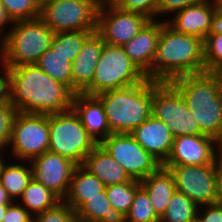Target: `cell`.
<instances>
[{
    "mask_svg": "<svg viewBox=\"0 0 222 222\" xmlns=\"http://www.w3.org/2000/svg\"><path fill=\"white\" fill-rule=\"evenodd\" d=\"M10 103L17 112L57 114L72 108L74 93L36 64L9 68Z\"/></svg>",
    "mask_w": 222,
    "mask_h": 222,
    "instance_id": "obj_1",
    "label": "cell"
},
{
    "mask_svg": "<svg viewBox=\"0 0 222 222\" xmlns=\"http://www.w3.org/2000/svg\"><path fill=\"white\" fill-rule=\"evenodd\" d=\"M203 46L202 39L177 32L163 20L150 79L171 82L180 76L204 72Z\"/></svg>",
    "mask_w": 222,
    "mask_h": 222,
    "instance_id": "obj_2",
    "label": "cell"
},
{
    "mask_svg": "<svg viewBox=\"0 0 222 222\" xmlns=\"http://www.w3.org/2000/svg\"><path fill=\"white\" fill-rule=\"evenodd\" d=\"M180 91L204 135L222 147V73L202 72L171 81Z\"/></svg>",
    "mask_w": 222,
    "mask_h": 222,
    "instance_id": "obj_3",
    "label": "cell"
},
{
    "mask_svg": "<svg viewBox=\"0 0 222 222\" xmlns=\"http://www.w3.org/2000/svg\"><path fill=\"white\" fill-rule=\"evenodd\" d=\"M152 90L153 80L146 78L138 85L96 96L103 104L112 133L130 134L152 115Z\"/></svg>",
    "mask_w": 222,
    "mask_h": 222,
    "instance_id": "obj_4",
    "label": "cell"
},
{
    "mask_svg": "<svg viewBox=\"0 0 222 222\" xmlns=\"http://www.w3.org/2000/svg\"><path fill=\"white\" fill-rule=\"evenodd\" d=\"M9 28L0 41L1 60L8 68L35 64L55 34L39 17L15 21Z\"/></svg>",
    "mask_w": 222,
    "mask_h": 222,
    "instance_id": "obj_5",
    "label": "cell"
},
{
    "mask_svg": "<svg viewBox=\"0 0 222 222\" xmlns=\"http://www.w3.org/2000/svg\"><path fill=\"white\" fill-rule=\"evenodd\" d=\"M147 77L126 55L122 46L104 44L92 83L82 92L89 96L138 85Z\"/></svg>",
    "mask_w": 222,
    "mask_h": 222,
    "instance_id": "obj_6",
    "label": "cell"
},
{
    "mask_svg": "<svg viewBox=\"0 0 222 222\" xmlns=\"http://www.w3.org/2000/svg\"><path fill=\"white\" fill-rule=\"evenodd\" d=\"M50 143L48 151L83 165L86 156L98 145L86 132L73 108L49 114Z\"/></svg>",
    "mask_w": 222,
    "mask_h": 222,
    "instance_id": "obj_7",
    "label": "cell"
},
{
    "mask_svg": "<svg viewBox=\"0 0 222 222\" xmlns=\"http://www.w3.org/2000/svg\"><path fill=\"white\" fill-rule=\"evenodd\" d=\"M151 113L167 125L173 138L203 134L180 91L171 82L153 81Z\"/></svg>",
    "mask_w": 222,
    "mask_h": 222,
    "instance_id": "obj_8",
    "label": "cell"
},
{
    "mask_svg": "<svg viewBox=\"0 0 222 222\" xmlns=\"http://www.w3.org/2000/svg\"><path fill=\"white\" fill-rule=\"evenodd\" d=\"M49 143V115L16 112L7 147L14 160L30 161L47 152Z\"/></svg>",
    "mask_w": 222,
    "mask_h": 222,
    "instance_id": "obj_9",
    "label": "cell"
},
{
    "mask_svg": "<svg viewBox=\"0 0 222 222\" xmlns=\"http://www.w3.org/2000/svg\"><path fill=\"white\" fill-rule=\"evenodd\" d=\"M98 8L93 0H54L40 8L39 18L54 33L96 31Z\"/></svg>",
    "mask_w": 222,
    "mask_h": 222,
    "instance_id": "obj_10",
    "label": "cell"
},
{
    "mask_svg": "<svg viewBox=\"0 0 222 222\" xmlns=\"http://www.w3.org/2000/svg\"><path fill=\"white\" fill-rule=\"evenodd\" d=\"M174 178L176 191L198 206L214 204L217 197L218 158L209 165H162Z\"/></svg>",
    "mask_w": 222,
    "mask_h": 222,
    "instance_id": "obj_11",
    "label": "cell"
},
{
    "mask_svg": "<svg viewBox=\"0 0 222 222\" xmlns=\"http://www.w3.org/2000/svg\"><path fill=\"white\" fill-rule=\"evenodd\" d=\"M99 144L125 169L132 179L141 181L162 166L131 134L111 133Z\"/></svg>",
    "mask_w": 222,
    "mask_h": 222,
    "instance_id": "obj_12",
    "label": "cell"
},
{
    "mask_svg": "<svg viewBox=\"0 0 222 222\" xmlns=\"http://www.w3.org/2000/svg\"><path fill=\"white\" fill-rule=\"evenodd\" d=\"M149 20L145 15L122 10L107 0L98 8L96 32L104 43L123 46L139 33Z\"/></svg>",
    "mask_w": 222,
    "mask_h": 222,
    "instance_id": "obj_13",
    "label": "cell"
},
{
    "mask_svg": "<svg viewBox=\"0 0 222 222\" xmlns=\"http://www.w3.org/2000/svg\"><path fill=\"white\" fill-rule=\"evenodd\" d=\"M29 162L32 177L63 200L69 191L72 174L77 164L49 151L32 158Z\"/></svg>",
    "mask_w": 222,
    "mask_h": 222,
    "instance_id": "obj_14",
    "label": "cell"
},
{
    "mask_svg": "<svg viewBox=\"0 0 222 222\" xmlns=\"http://www.w3.org/2000/svg\"><path fill=\"white\" fill-rule=\"evenodd\" d=\"M222 154V147L207 135H184L173 139L167 160L162 165H209Z\"/></svg>",
    "mask_w": 222,
    "mask_h": 222,
    "instance_id": "obj_15",
    "label": "cell"
},
{
    "mask_svg": "<svg viewBox=\"0 0 222 222\" xmlns=\"http://www.w3.org/2000/svg\"><path fill=\"white\" fill-rule=\"evenodd\" d=\"M162 26V17L161 20H149L139 33L122 46L129 59L149 79Z\"/></svg>",
    "mask_w": 222,
    "mask_h": 222,
    "instance_id": "obj_16",
    "label": "cell"
},
{
    "mask_svg": "<svg viewBox=\"0 0 222 222\" xmlns=\"http://www.w3.org/2000/svg\"><path fill=\"white\" fill-rule=\"evenodd\" d=\"M216 9L215 0H204L187 6L172 14L165 22L175 31L205 40L211 28V20Z\"/></svg>",
    "mask_w": 222,
    "mask_h": 222,
    "instance_id": "obj_17",
    "label": "cell"
},
{
    "mask_svg": "<svg viewBox=\"0 0 222 222\" xmlns=\"http://www.w3.org/2000/svg\"><path fill=\"white\" fill-rule=\"evenodd\" d=\"M130 134L161 164L167 160L174 138L163 121L151 115Z\"/></svg>",
    "mask_w": 222,
    "mask_h": 222,
    "instance_id": "obj_18",
    "label": "cell"
},
{
    "mask_svg": "<svg viewBox=\"0 0 222 222\" xmlns=\"http://www.w3.org/2000/svg\"><path fill=\"white\" fill-rule=\"evenodd\" d=\"M102 37L95 31L83 43L72 63V92L82 93L91 83L104 47Z\"/></svg>",
    "mask_w": 222,
    "mask_h": 222,
    "instance_id": "obj_19",
    "label": "cell"
},
{
    "mask_svg": "<svg viewBox=\"0 0 222 222\" xmlns=\"http://www.w3.org/2000/svg\"><path fill=\"white\" fill-rule=\"evenodd\" d=\"M72 108L80 117L86 132L97 144L112 133L103 104L96 96L77 93L74 95Z\"/></svg>",
    "mask_w": 222,
    "mask_h": 222,
    "instance_id": "obj_20",
    "label": "cell"
},
{
    "mask_svg": "<svg viewBox=\"0 0 222 222\" xmlns=\"http://www.w3.org/2000/svg\"><path fill=\"white\" fill-rule=\"evenodd\" d=\"M83 166L98 177L105 186L133 180L100 144L86 156Z\"/></svg>",
    "mask_w": 222,
    "mask_h": 222,
    "instance_id": "obj_21",
    "label": "cell"
},
{
    "mask_svg": "<svg viewBox=\"0 0 222 222\" xmlns=\"http://www.w3.org/2000/svg\"><path fill=\"white\" fill-rule=\"evenodd\" d=\"M105 187L103 182L83 165H77L72 174L69 191L63 201L76 211L89 198L100 196Z\"/></svg>",
    "mask_w": 222,
    "mask_h": 222,
    "instance_id": "obj_22",
    "label": "cell"
},
{
    "mask_svg": "<svg viewBox=\"0 0 222 222\" xmlns=\"http://www.w3.org/2000/svg\"><path fill=\"white\" fill-rule=\"evenodd\" d=\"M140 184L147 191L155 213L160 219L176 191L172 174L161 166L156 172L142 179Z\"/></svg>",
    "mask_w": 222,
    "mask_h": 222,
    "instance_id": "obj_23",
    "label": "cell"
},
{
    "mask_svg": "<svg viewBox=\"0 0 222 222\" xmlns=\"http://www.w3.org/2000/svg\"><path fill=\"white\" fill-rule=\"evenodd\" d=\"M75 215L78 222H126L125 215L111 207L106 190L84 202Z\"/></svg>",
    "mask_w": 222,
    "mask_h": 222,
    "instance_id": "obj_24",
    "label": "cell"
},
{
    "mask_svg": "<svg viewBox=\"0 0 222 222\" xmlns=\"http://www.w3.org/2000/svg\"><path fill=\"white\" fill-rule=\"evenodd\" d=\"M5 163L0 172V183L7 191L12 201H18L32 177V168L29 161L13 160ZM17 162V163H16ZM15 163V164H14Z\"/></svg>",
    "mask_w": 222,
    "mask_h": 222,
    "instance_id": "obj_25",
    "label": "cell"
},
{
    "mask_svg": "<svg viewBox=\"0 0 222 222\" xmlns=\"http://www.w3.org/2000/svg\"><path fill=\"white\" fill-rule=\"evenodd\" d=\"M61 201L51 190L32 178L17 202L32 216H35L45 210L54 208Z\"/></svg>",
    "mask_w": 222,
    "mask_h": 222,
    "instance_id": "obj_26",
    "label": "cell"
},
{
    "mask_svg": "<svg viewBox=\"0 0 222 222\" xmlns=\"http://www.w3.org/2000/svg\"><path fill=\"white\" fill-rule=\"evenodd\" d=\"M43 72L72 91V62L51 47L35 63Z\"/></svg>",
    "mask_w": 222,
    "mask_h": 222,
    "instance_id": "obj_27",
    "label": "cell"
},
{
    "mask_svg": "<svg viewBox=\"0 0 222 222\" xmlns=\"http://www.w3.org/2000/svg\"><path fill=\"white\" fill-rule=\"evenodd\" d=\"M198 208L188 196L175 191L159 222H195Z\"/></svg>",
    "mask_w": 222,
    "mask_h": 222,
    "instance_id": "obj_28",
    "label": "cell"
},
{
    "mask_svg": "<svg viewBox=\"0 0 222 222\" xmlns=\"http://www.w3.org/2000/svg\"><path fill=\"white\" fill-rule=\"evenodd\" d=\"M95 31H68L55 33L51 41V48L68 57L74 62L82 49L85 40Z\"/></svg>",
    "mask_w": 222,
    "mask_h": 222,
    "instance_id": "obj_29",
    "label": "cell"
},
{
    "mask_svg": "<svg viewBox=\"0 0 222 222\" xmlns=\"http://www.w3.org/2000/svg\"><path fill=\"white\" fill-rule=\"evenodd\" d=\"M140 186V181L137 179H133L126 183L106 186L105 190L111 207L126 216L131 208L136 190Z\"/></svg>",
    "mask_w": 222,
    "mask_h": 222,
    "instance_id": "obj_30",
    "label": "cell"
},
{
    "mask_svg": "<svg viewBox=\"0 0 222 222\" xmlns=\"http://www.w3.org/2000/svg\"><path fill=\"white\" fill-rule=\"evenodd\" d=\"M126 222H159L147 191L140 186L136 190L131 208L125 216Z\"/></svg>",
    "mask_w": 222,
    "mask_h": 222,
    "instance_id": "obj_31",
    "label": "cell"
},
{
    "mask_svg": "<svg viewBox=\"0 0 222 222\" xmlns=\"http://www.w3.org/2000/svg\"><path fill=\"white\" fill-rule=\"evenodd\" d=\"M203 45L205 71L222 73V34H208Z\"/></svg>",
    "mask_w": 222,
    "mask_h": 222,
    "instance_id": "obj_32",
    "label": "cell"
},
{
    "mask_svg": "<svg viewBox=\"0 0 222 222\" xmlns=\"http://www.w3.org/2000/svg\"><path fill=\"white\" fill-rule=\"evenodd\" d=\"M1 2L13 22L40 16V8L34 0H1Z\"/></svg>",
    "mask_w": 222,
    "mask_h": 222,
    "instance_id": "obj_33",
    "label": "cell"
},
{
    "mask_svg": "<svg viewBox=\"0 0 222 222\" xmlns=\"http://www.w3.org/2000/svg\"><path fill=\"white\" fill-rule=\"evenodd\" d=\"M118 8L140 13L150 20L157 19V10L160 0H110Z\"/></svg>",
    "mask_w": 222,
    "mask_h": 222,
    "instance_id": "obj_34",
    "label": "cell"
},
{
    "mask_svg": "<svg viewBox=\"0 0 222 222\" xmlns=\"http://www.w3.org/2000/svg\"><path fill=\"white\" fill-rule=\"evenodd\" d=\"M33 222H78L75 211L63 200L54 208L33 216Z\"/></svg>",
    "mask_w": 222,
    "mask_h": 222,
    "instance_id": "obj_35",
    "label": "cell"
},
{
    "mask_svg": "<svg viewBox=\"0 0 222 222\" xmlns=\"http://www.w3.org/2000/svg\"><path fill=\"white\" fill-rule=\"evenodd\" d=\"M16 112L10 102L0 105V151H7L11 136L12 121Z\"/></svg>",
    "mask_w": 222,
    "mask_h": 222,
    "instance_id": "obj_36",
    "label": "cell"
},
{
    "mask_svg": "<svg viewBox=\"0 0 222 222\" xmlns=\"http://www.w3.org/2000/svg\"><path fill=\"white\" fill-rule=\"evenodd\" d=\"M204 0H160L158 10H157V20H160L159 17H167L164 19L166 21L168 19V14L177 13L181 9H184L187 6L199 4Z\"/></svg>",
    "mask_w": 222,
    "mask_h": 222,
    "instance_id": "obj_37",
    "label": "cell"
},
{
    "mask_svg": "<svg viewBox=\"0 0 222 222\" xmlns=\"http://www.w3.org/2000/svg\"><path fill=\"white\" fill-rule=\"evenodd\" d=\"M2 222H33V216L17 201L8 205Z\"/></svg>",
    "mask_w": 222,
    "mask_h": 222,
    "instance_id": "obj_38",
    "label": "cell"
},
{
    "mask_svg": "<svg viewBox=\"0 0 222 222\" xmlns=\"http://www.w3.org/2000/svg\"><path fill=\"white\" fill-rule=\"evenodd\" d=\"M195 222H222V205L214 203L199 206Z\"/></svg>",
    "mask_w": 222,
    "mask_h": 222,
    "instance_id": "obj_39",
    "label": "cell"
},
{
    "mask_svg": "<svg viewBox=\"0 0 222 222\" xmlns=\"http://www.w3.org/2000/svg\"><path fill=\"white\" fill-rule=\"evenodd\" d=\"M9 102V68L2 62L0 64V105Z\"/></svg>",
    "mask_w": 222,
    "mask_h": 222,
    "instance_id": "obj_40",
    "label": "cell"
},
{
    "mask_svg": "<svg viewBox=\"0 0 222 222\" xmlns=\"http://www.w3.org/2000/svg\"><path fill=\"white\" fill-rule=\"evenodd\" d=\"M14 22L8 16L1 0H0V41L6 36L9 29L8 25L11 27ZM6 28V29H5ZM8 28V29H7ZM7 30V31H5Z\"/></svg>",
    "mask_w": 222,
    "mask_h": 222,
    "instance_id": "obj_41",
    "label": "cell"
},
{
    "mask_svg": "<svg viewBox=\"0 0 222 222\" xmlns=\"http://www.w3.org/2000/svg\"><path fill=\"white\" fill-rule=\"evenodd\" d=\"M209 34H222V12L216 7Z\"/></svg>",
    "mask_w": 222,
    "mask_h": 222,
    "instance_id": "obj_42",
    "label": "cell"
},
{
    "mask_svg": "<svg viewBox=\"0 0 222 222\" xmlns=\"http://www.w3.org/2000/svg\"><path fill=\"white\" fill-rule=\"evenodd\" d=\"M216 203L222 205V154L218 157Z\"/></svg>",
    "mask_w": 222,
    "mask_h": 222,
    "instance_id": "obj_43",
    "label": "cell"
},
{
    "mask_svg": "<svg viewBox=\"0 0 222 222\" xmlns=\"http://www.w3.org/2000/svg\"><path fill=\"white\" fill-rule=\"evenodd\" d=\"M12 202L13 201L8 196L7 191L4 189V187L0 183V205H10Z\"/></svg>",
    "mask_w": 222,
    "mask_h": 222,
    "instance_id": "obj_44",
    "label": "cell"
},
{
    "mask_svg": "<svg viewBox=\"0 0 222 222\" xmlns=\"http://www.w3.org/2000/svg\"><path fill=\"white\" fill-rule=\"evenodd\" d=\"M8 205H0V222H2L3 217L5 216Z\"/></svg>",
    "mask_w": 222,
    "mask_h": 222,
    "instance_id": "obj_45",
    "label": "cell"
},
{
    "mask_svg": "<svg viewBox=\"0 0 222 222\" xmlns=\"http://www.w3.org/2000/svg\"><path fill=\"white\" fill-rule=\"evenodd\" d=\"M4 155H5V152L4 151H0V172H1L3 164L6 161L5 158L7 157L6 155L4 157Z\"/></svg>",
    "mask_w": 222,
    "mask_h": 222,
    "instance_id": "obj_46",
    "label": "cell"
},
{
    "mask_svg": "<svg viewBox=\"0 0 222 222\" xmlns=\"http://www.w3.org/2000/svg\"><path fill=\"white\" fill-rule=\"evenodd\" d=\"M54 0H34V2L41 8L44 4L52 2Z\"/></svg>",
    "mask_w": 222,
    "mask_h": 222,
    "instance_id": "obj_47",
    "label": "cell"
},
{
    "mask_svg": "<svg viewBox=\"0 0 222 222\" xmlns=\"http://www.w3.org/2000/svg\"><path fill=\"white\" fill-rule=\"evenodd\" d=\"M216 7L222 12V0H215Z\"/></svg>",
    "mask_w": 222,
    "mask_h": 222,
    "instance_id": "obj_48",
    "label": "cell"
},
{
    "mask_svg": "<svg viewBox=\"0 0 222 222\" xmlns=\"http://www.w3.org/2000/svg\"><path fill=\"white\" fill-rule=\"evenodd\" d=\"M99 7L107 0H93Z\"/></svg>",
    "mask_w": 222,
    "mask_h": 222,
    "instance_id": "obj_49",
    "label": "cell"
},
{
    "mask_svg": "<svg viewBox=\"0 0 222 222\" xmlns=\"http://www.w3.org/2000/svg\"><path fill=\"white\" fill-rule=\"evenodd\" d=\"M2 63V60H1V50H0V64Z\"/></svg>",
    "mask_w": 222,
    "mask_h": 222,
    "instance_id": "obj_50",
    "label": "cell"
}]
</instances>
